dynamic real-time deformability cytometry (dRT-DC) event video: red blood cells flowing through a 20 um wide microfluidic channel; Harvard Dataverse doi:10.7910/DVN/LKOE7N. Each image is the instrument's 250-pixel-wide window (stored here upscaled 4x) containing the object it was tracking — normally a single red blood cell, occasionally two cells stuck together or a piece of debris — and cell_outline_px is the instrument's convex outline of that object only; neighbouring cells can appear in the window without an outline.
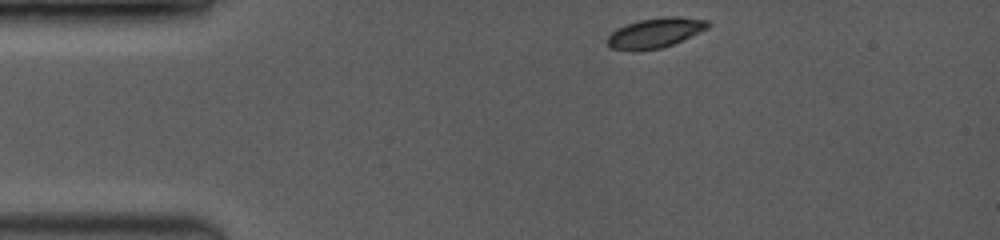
{"species": "common noctule bat (a hibernating species)", "species_latin": "Nyctalus noctula", "temperature_condition": "room temperature", "stored_images_in_passage": 47, "camera_frame_rate_fps": 3500, "um_per_image_px": 0.085, "animal": {"sex": "female", "body_mass_g": 19.0, "forearm_length_mm": 53.3}, "frame": {"image": 1, "passage_image": 1, "time_ms": 0.0, "image_size_px": [1000, 240], "cell_outline_px": [[712, 24], [708, 28], [672, 44], [660, 48], [640, 52], [632, 52], [612, 48], [608, 44], [608, 36], [612, 32], [628, 24], [640, 20], [672, 16], [708, 20]], "centroid_in_image_um": [55.7, 2.82], "position_along_channel_um": 29.3, "area_um2": 17.28}}
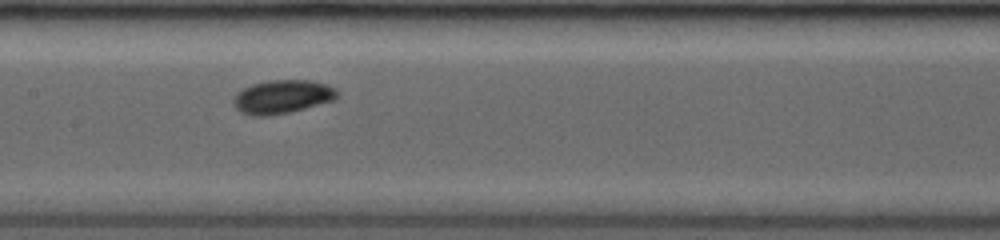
{"frame": {"image": 2, "passage_image": 27, "time_ms": 5.143, "image_size_px": [1000, 240], "cell_outline_px": [[336, 96], [332, 100], [304, 108], [288, 112], [268, 116], [252, 116], [240, 112], [232, 104], [232, 100], [236, 92], [252, 84], [268, 80], [308, 80], [324, 84], [336, 88]], "centroid_in_image_um": [23.9, 8.22], "position_along_channel_um": 183.5, "area_um2": 20.11}}
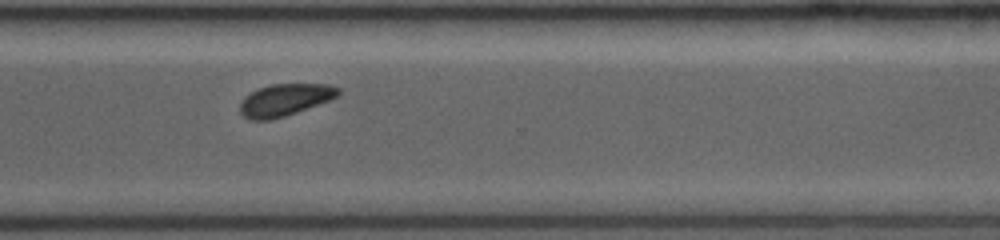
{"frame": {"image": 3, "passage_image": 46, "time_ms": 9.143, "image_size_px": [1000, 240], "cell_outline_px": [[340, 96], [296, 112], [272, 120], [252, 120], [244, 116], [240, 112], [240, 104], [252, 92], [260, 88], [272, 84], [328, 84], [340, 88]], "centroid_in_image_um": [24.26, 8.49], "position_along_channel_um": 346.3, "area_um2": 18.03}}